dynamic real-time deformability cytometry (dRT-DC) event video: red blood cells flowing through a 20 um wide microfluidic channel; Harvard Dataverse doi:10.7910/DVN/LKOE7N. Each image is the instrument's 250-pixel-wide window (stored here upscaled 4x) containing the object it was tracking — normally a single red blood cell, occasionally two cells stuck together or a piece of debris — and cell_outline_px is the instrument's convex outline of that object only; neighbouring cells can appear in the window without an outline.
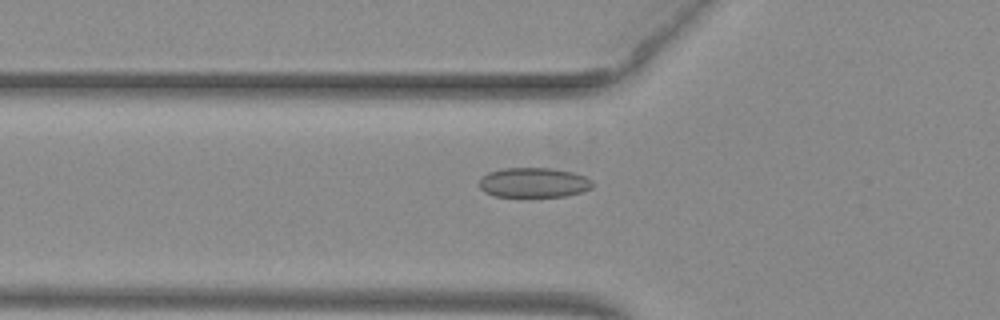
{"species": "common noctule bat (a hibernating species)", "species_latin": "Nyctalus noctula", "temperature_condition": "warm", "stored_images_in_passage": 37, "camera_frame_rate_fps": 3000, "um_per_image_px": 0.085, "animal": {"sex": "female", "body_mass_g": 29.2, "forearm_length_mm": 56.3}, "frame": {"image": 1, "passage_image": 3, "time_ms": 0.667, "image_size_px": [1000, 320], "cell_outline_px": [[592, 188], [584, 192], [564, 196], [492, 196], [484, 192], [480, 188], [480, 180], [488, 172], [504, 168], [552, 168], [572, 172], [584, 176], [592, 180]], "centroid_in_image_um": [45.38, 15.52], "position_along_channel_um": 80.4, "area_um2": 19.65}}
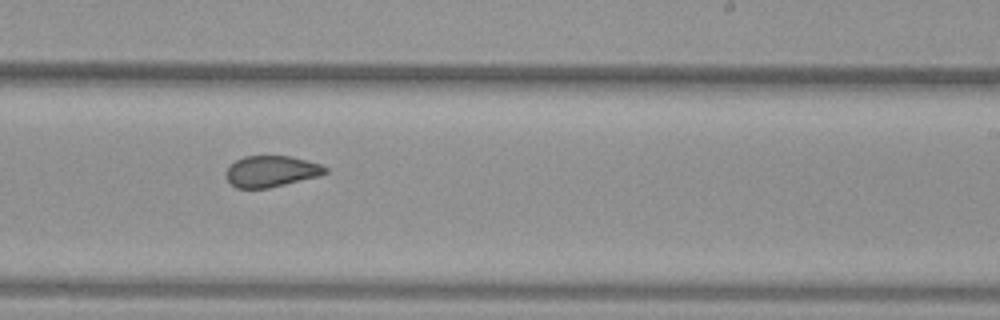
{"frame": {"image": 2, "passage_image": 17, "time_ms": 5.333, "image_size_px": [1000, 320], "cell_outline_px": [[328, 172], [320, 176], [268, 188], [236, 188], [224, 176], [224, 172], [236, 160], [244, 156], [288, 156], [308, 160], [320, 164], [328, 168]], "centroid_in_image_um": [23.06, 14.56], "position_along_channel_um": 265.9, "area_um2": 18.09}}
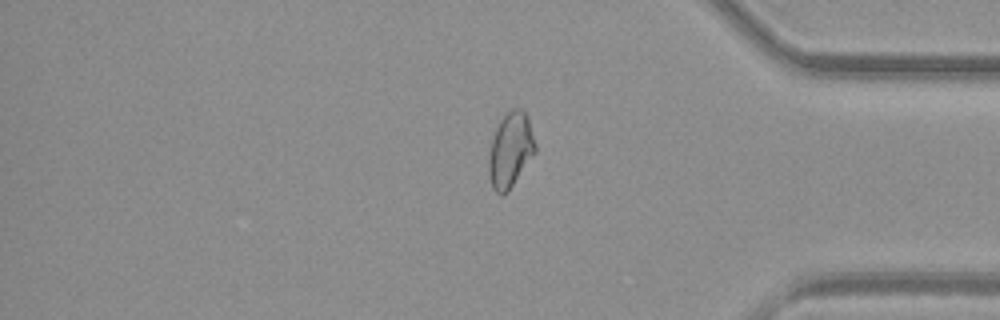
{"frame": {"image": 3, "passage_image": 28, "time_ms": 9.0, "image_size_px": [1000, 320], "cell_outline_px": [[536, 152], [508, 192], [500, 196], [492, 188], [488, 172], [488, 156], [492, 140], [496, 128], [500, 120], [512, 108], [520, 108], [528, 116], [536, 144]], "centroid_in_image_um": [43.39, 12.77], "position_along_channel_um": 391.8, "area_um2": 20.46}, "authors_computed_cell_mechanics": {"area_um2": 19.5942, "velocity_mm_per_s": 3.9648, "shape_relaxation_time_tau1_ms": null, "shape_relaxation_time_tau2_ms": 1.0903, "deformation_change_tau1": null, "deformation_change_tau2": 0.0497}}